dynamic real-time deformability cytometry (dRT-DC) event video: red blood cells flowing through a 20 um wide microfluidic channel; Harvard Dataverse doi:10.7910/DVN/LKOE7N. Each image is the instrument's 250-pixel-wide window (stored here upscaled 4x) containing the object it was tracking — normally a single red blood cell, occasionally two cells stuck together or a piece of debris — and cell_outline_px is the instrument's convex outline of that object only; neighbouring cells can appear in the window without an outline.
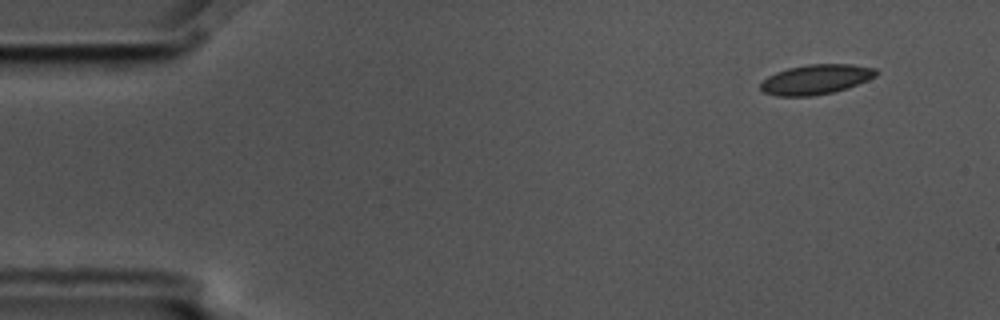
{"species": "common noctule bat (a hibernating species)", "species_latin": "Nyctalus noctula", "temperature_condition": "cold", "stored_images_in_passage": 5, "camera_frame_rate_fps": 3000, "um_per_image_px": 0.085, "animal": {"sex": "male", "body_mass_g": 17.5, "forearm_length_mm": 52.3}, "frame": {"image": 1, "passage_image": 1, "time_ms": 0.0, "image_size_px": [1000, 320], "cell_outline_px": [[880, 72], [876, 76], [868, 80], [848, 88], [832, 92], [812, 96], [776, 96], [764, 92], [760, 88], [760, 84], [768, 76], [776, 72], [788, 68], [808, 64], [852, 64], [876, 68]], "centroid_in_image_um": [69.38, 6.74], "position_along_channel_um": 15.6, "area_um2": 20.17}}